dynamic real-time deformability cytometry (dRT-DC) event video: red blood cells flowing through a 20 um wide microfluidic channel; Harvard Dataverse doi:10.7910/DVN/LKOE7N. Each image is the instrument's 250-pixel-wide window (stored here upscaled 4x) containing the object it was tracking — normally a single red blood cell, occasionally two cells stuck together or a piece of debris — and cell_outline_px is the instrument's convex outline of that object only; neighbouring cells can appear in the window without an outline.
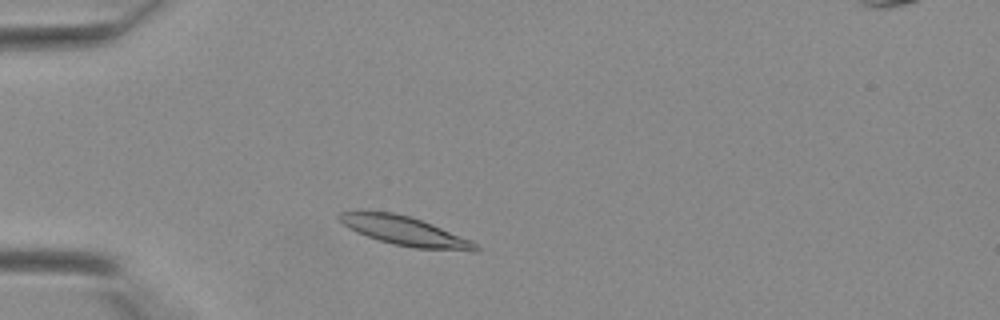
{"species": "Egyptian fruit bat (a non-hibernating species)", "species_latin": "Rousettus aegyptiacus", "temperature_condition": "warm", "stored_images_in_passage": 35, "camera_frame_rate_fps": 3000, "um_per_image_px": 0.085, "animal": {"sex": "female"}, "frame": {"image": 1, "passage_image": 5, "time_ms": 1.333, "image_size_px": [1000, 320], "cell_outline_px": [[480, 248], [476, 252], [472, 252], [416, 248], [392, 244], [356, 232], [348, 228], [336, 216], [340, 212], [392, 212], [412, 216], [472, 240]], "centroid_in_image_um": [34.49, 19.66], "position_along_channel_um": 50.5, "area_um2": 23.06}}
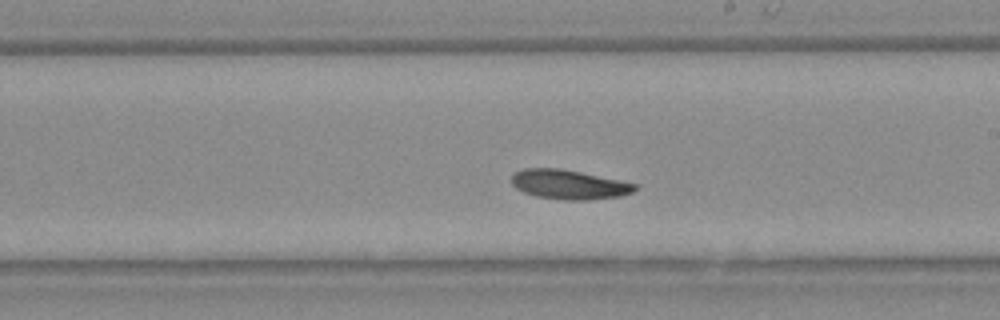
{"frame": {"image": 2, "passage_image": 18, "time_ms": 5.667, "image_size_px": [1000, 320], "cell_outline_px": [[636, 188], [632, 192], [620, 196], [588, 200], [564, 200], [536, 196], [524, 192], [516, 188], [512, 184], [512, 176], [516, 172], [524, 168], [560, 168], [620, 180], [636, 184]], "centroid_in_image_um": [48.35, 15.68], "position_along_channel_um": 240.7, "area_um2": 20.98}}
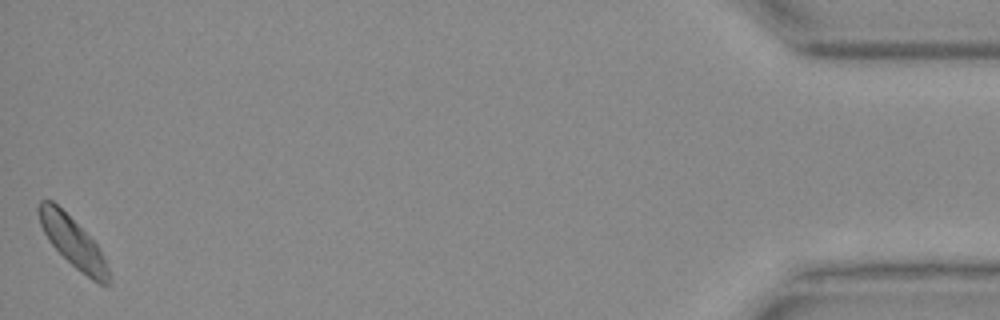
{"frame": {"image": 3, "passage_image": 35, "time_ms": 11.333, "image_size_px": [1000, 320], "cell_outline_px": [[112, 284], [100, 284], [92, 280], [80, 272], [48, 240], [40, 224], [36, 208], [40, 200], [52, 200], [96, 244], [108, 268]], "centroid_in_image_um": [6.17, 20.59], "position_along_channel_um": 429.0, "area_um2": 19.71}}